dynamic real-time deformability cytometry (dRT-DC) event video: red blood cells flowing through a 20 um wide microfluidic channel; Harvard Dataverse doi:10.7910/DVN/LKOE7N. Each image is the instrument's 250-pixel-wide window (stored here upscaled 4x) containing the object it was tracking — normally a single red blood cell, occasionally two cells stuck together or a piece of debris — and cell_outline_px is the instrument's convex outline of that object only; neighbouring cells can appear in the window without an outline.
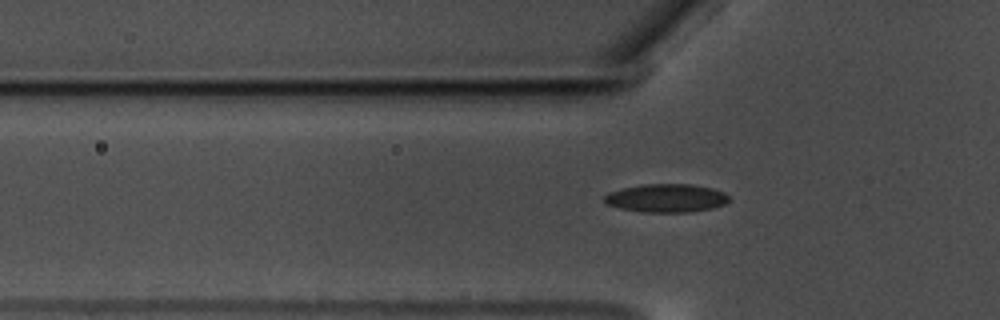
{"species": "common noctule bat (a hibernating species)", "species_latin": "Nyctalus noctula", "temperature_condition": "warm", "stored_images_in_passage": 39, "camera_frame_rate_fps": 3000, "um_per_image_px": 0.085, "animal": {"sex": "male", "body_mass_g": 17.5, "forearm_length_mm": 52.3}, "frame": {"image": 1, "passage_image": 5, "time_ms": 1.333, "image_size_px": [1000, 320], "cell_outline_px": [[732, 200], [724, 204], [712, 208], [692, 212], [644, 212], [620, 208], [604, 204], [604, 196], [608, 192], [624, 188], [644, 184], [688, 184], [712, 188], [724, 192]], "centroid_in_image_um": [56.64, 16.84], "position_along_channel_um": 69.2, "area_um2": 20.63}}
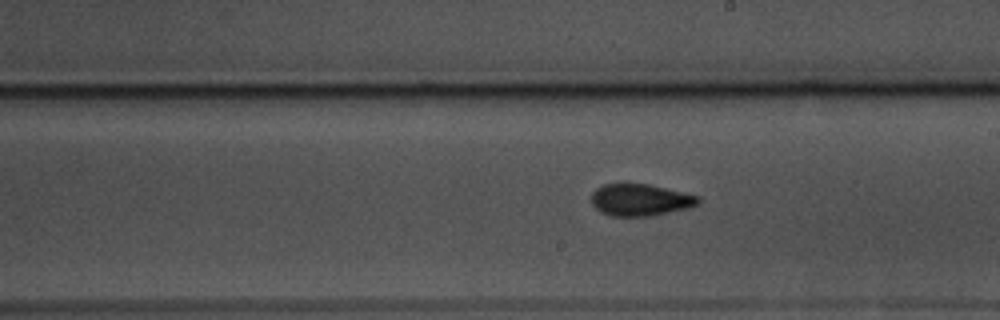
{"frame": {"image": 2, "passage_image": 19, "time_ms": 6.0, "image_size_px": [1000, 320], "cell_outline_px": [[700, 204], [688, 208], [652, 216], [612, 216], [600, 212], [592, 204], [592, 192], [596, 188], [604, 184], [648, 184], [700, 196]], "centroid_in_image_um": [54.44, 17.0], "position_along_channel_um": 234.6, "area_um2": 19.88}}
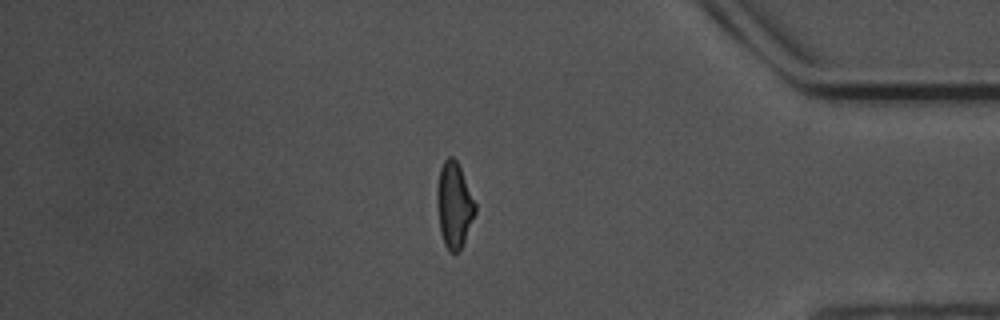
{"frame": {"image": 3, "passage_image": 35, "time_ms": 11.333, "image_size_px": [1000, 320], "cell_outline_px": [[476, 212], [460, 252], [448, 252], [444, 244], [440, 232], [436, 204], [436, 188], [440, 168], [444, 160], [448, 156], [452, 156], [456, 160], [460, 168], [476, 204]], "centroid_in_image_um": [38.58, 17.45], "position_along_channel_um": 396.6, "area_um2": 19.25}}